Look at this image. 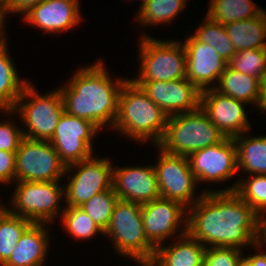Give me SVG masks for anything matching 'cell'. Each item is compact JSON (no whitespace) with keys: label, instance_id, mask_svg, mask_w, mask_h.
I'll list each match as a JSON object with an SVG mask.
<instances>
[{"label":"cell","instance_id":"6da1fadb","mask_svg":"<svg viewBox=\"0 0 266 266\" xmlns=\"http://www.w3.org/2000/svg\"><path fill=\"white\" fill-rule=\"evenodd\" d=\"M258 225L259 215L235 191L205 192L188 209L187 233L206 248L251 250Z\"/></svg>","mask_w":266,"mask_h":266},{"label":"cell","instance_id":"7a4b0ae2","mask_svg":"<svg viewBox=\"0 0 266 266\" xmlns=\"http://www.w3.org/2000/svg\"><path fill=\"white\" fill-rule=\"evenodd\" d=\"M105 61L82 65L69 80L58 88L62 94L65 111L95 124L101 131L112 130L118 111V99L124 82L109 74Z\"/></svg>","mask_w":266,"mask_h":266},{"label":"cell","instance_id":"3957f363","mask_svg":"<svg viewBox=\"0 0 266 266\" xmlns=\"http://www.w3.org/2000/svg\"><path fill=\"white\" fill-rule=\"evenodd\" d=\"M168 118L141 86L129 77L119 94L118 111L112 130L132 142H151L148 146L157 145L164 135Z\"/></svg>","mask_w":266,"mask_h":266},{"label":"cell","instance_id":"277c9868","mask_svg":"<svg viewBox=\"0 0 266 266\" xmlns=\"http://www.w3.org/2000/svg\"><path fill=\"white\" fill-rule=\"evenodd\" d=\"M103 236L109 239L117 255L140 266H147L154 257L156 248L145 235L141 204L118 199Z\"/></svg>","mask_w":266,"mask_h":266},{"label":"cell","instance_id":"5b68a950","mask_svg":"<svg viewBox=\"0 0 266 266\" xmlns=\"http://www.w3.org/2000/svg\"><path fill=\"white\" fill-rule=\"evenodd\" d=\"M44 93H39L34 84L29 81L25 85L14 109L2 110L3 114H6L5 116L12 115L11 119H16L13 118V115L18 114L16 117H18V121L21 120L25 138L49 141L65 111L59 88Z\"/></svg>","mask_w":266,"mask_h":266},{"label":"cell","instance_id":"8992f818","mask_svg":"<svg viewBox=\"0 0 266 266\" xmlns=\"http://www.w3.org/2000/svg\"><path fill=\"white\" fill-rule=\"evenodd\" d=\"M226 138L199 107L195 111L169 116L164 135L157 146L166 153L188 157Z\"/></svg>","mask_w":266,"mask_h":266},{"label":"cell","instance_id":"52a82bcc","mask_svg":"<svg viewBox=\"0 0 266 266\" xmlns=\"http://www.w3.org/2000/svg\"><path fill=\"white\" fill-rule=\"evenodd\" d=\"M144 32V33H143ZM142 32L139 40V71L133 81H171L186 78L183 43L175 38L157 39Z\"/></svg>","mask_w":266,"mask_h":266},{"label":"cell","instance_id":"ba28073f","mask_svg":"<svg viewBox=\"0 0 266 266\" xmlns=\"http://www.w3.org/2000/svg\"><path fill=\"white\" fill-rule=\"evenodd\" d=\"M62 181L28 182L17 181L4 207L11 213L26 218L32 223L54 224L64 208V185ZM61 183V184H60ZM10 206V207H9ZM54 222V223H53Z\"/></svg>","mask_w":266,"mask_h":266},{"label":"cell","instance_id":"9c48e42d","mask_svg":"<svg viewBox=\"0 0 266 266\" xmlns=\"http://www.w3.org/2000/svg\"><path fill=\"white\" fill-rule=\"evenodd\" d=\"M112 159L93 155L65 169L64 202L62 206L80 207L94 195L112 188ZM76 170V171H75Z\"/></svg>","mask_w":266,"mask_h":266},{"label":"cell","instance_id":"30bf717a","mask_svg":"<svg viewBox=\"0 0 266 266\" xmlns=\"http://www.w3.org/2000/svg\"><path fill=\"white\" fill-rule=\"evenodd\" d=\"M150 147L158 150L154 168L160 197L177 201L189 209L205 192H210L211 189L206 188L196 195L199 184L191 171L188 157L166 153L157 145Z\"/></svg>","mask_w":266,"mask_h":266},{"label":"cell","instance_id":"8fae6325","mask_svg":"<svg viewBox=\"0 0 266 266\" xmlns=\"http://www.w3.org/2000/svg\"><path fill=\"white\" fill-rule=\"evenodd\" d=\"M65 169L49 141L22 139L16 151L15 182L62 181Z\"/></svg>","mask_w":266,"mask_h":266},{"label":"cell","instance_id":"7c38bea8","mask_svg":"<svg viewBox=\"0 0 266 266\" xmlns=\"http://www.w3.org/2000/svg\"><path fill=\"white\" fill-rule=\"evenodd\" d=\"M99 133L100 129L95 124L64 111L49 142L67 167L96 154L93 142Z\"/></svg>","mask_w":266,"mask_h":266},{"label":"cell","instance_id":"4fadbf2b","mask_svg":"<svg viewBox=\"0 0 266 266\" xmlns=\"http://www.w3.org/2000/svg\"><path fill=\"white\" fill-rule=\"evenodd\" d=\"M187 219L188 209L177 201L159 197L142 205L145 235L155 248L187 234Z\"/></svg>","mask_w":266,"mask_h":266},{"label":"cell","instance_id":"5bb4252c","mask_svg":"<svg viewBox=\"0 0 266 266\" xmlns=\"http://www.w3.org/2000/svg\"><path fill=\"white\" fill-rule=\"evenodd\" d=\"M188 161L199 185L223 183L238 175L236 144L231 137L191 153Z\"/></svg>","mask_w":266,"mask_h":266},{"label":"cell","instance_id":"9a60e30c","mask_svg":"<svg viewBox=\"0 0 266 266\" xmlns=\"http://www.w3.org/2000/svg\"><path fill=\"white\" fill-rule=\"evenodd\" d=\"M244 105L247 104L221 94L214 88L201 91L200 108L226 137L233 138L250 132L252 125Z\"/></svg>","mask_w":266,"mask_h":266},{"label":"cell","instance_id":"2e32d148","mask_svg":"<svg viewBox=\"0 0 266 266\" xmlns=\"http://www.w3.org/2000/svg\"><path fill=\"white\" fill-rule=\"evenodd\" d=\"M20 16L24 24L53 35L75 29L84 19L79 0H44L30 6Z\"/></svg>","mask_w":266,"mask_h":266},{"label":"cell","instance_id":"e0dca14e","mask_svg":"<svg viewBox=\"0 0 266 266\" xmlns=\"http://www.w3.org/2000/svg\"><path fill=\"white\" fill-rule=\"evenodd\" d=\"M168 116L195 111L201 91L187 78L171 81H134Z\"/></svg>","mask_w":266,"mask_h":266},{"label":"cell","instance_id":"ac0fdd59","mask_svg":"<svg viewBox=\"0 0 266 266\" xmlns=\"http://www.w3.org/2000/svg\"><path fill=\"white\" fill-rule=\"evenodd\" d=\"M181 42L186 55V78L200 91L214 88L228 63L215 49L192 34Z\"/></svg>","mask_w":266,"mask_h":266},{"label":"cell","instance_id":"d6986e66","mask_svg":"<svg viewBox=\"0 0 266 266\" xmlns=\"http://www.w3.org/2000/svg\"><path fill=\"white\" fill-rule=\"evenodd\" d=\"M112 187L118 199L145 204L160 197L153 164L113 165Z\"/></svg>","mask_w":266,"mask_h":266},{"label":"cell","instance_id":"ffe728a7","mask_svg":"<svg viewBox=\"0 0 266 266\" xmlns=\"http://www.w3.org/2000/svg\"><path fill=\"white\" fill-rule=\"evenodd\" d=\"M49 225L32 223L25 230L9 260L3 266H45L49 245L51 246Z\"/></svg>","mask_w":266,"mask_h":266},{"label":"cell","instance_id":"44dd1931","mask_svg":"<svg viewBox=\"0 0 266 266\" xmlns=\"http://www.w3.org/2000/svg\"><path fill=\"white\" fill-rule=\"evenodd\" d=\"M173 241L159 245L147 266H203L206 247L200 241L188 233Z\"/></svg>","mask_w":266,"mask_h":266},{"label":"cell","instance_id":"7402d4cb","mask_svg":"<svg viewBox=\"0 0 266 266\" xmlns=\"http://www.w3.org/2000/svg\"><path fill=\"white\" fill-rule=\"evenodd\" d=\"M263 87L264 83L259 78L235 71L227 65L214 89L246 103L247 106L255 105L263 113Z\"/></svg>","mask_w":266,"mask_h":266},{"label":"cell","instance_id":"603a6c76","mask_svg":"<svg viewBox=\"0 0 266 266\" xmlns=\"http://www.w3.org/2000/svg\"><path fill=\"white\" fill-rule=\"evenodd\" d=\"M246 133L250 134L245 132L233 137L238 172L243 175H266V135L250 137Z\"/></svg>","mask_w":266,"mask_h":266},{"label":"cell","instance_id":"cb8c5ba5","mask_svg":"<svg viewBox=\"0 0 266 266\" xmlns=\"http://www.w3.org/2000/svg\"><path fill=\"white\" fill-rule=\"evenodd\" d=\"M226 32L236 50L266 48V11L259 16L225 25Z\"/></svg>","mask_w":266,"mask_h":266},{"label":"cell","instance_id":"d4e9b609","mask_svg":"<svg viewBox=\"0 0 266 266\" xmlns=\"http://www.w3.org/2000/svg\"><path fill=\"white\" fill-rule=\"evenodd\" d=\"M8 47V44L0 47V112L14 109L29 82L25 77H20Z\"/></svg>","mask_w":266,"mask_h":266},{"label":"cell","instance_id":"484cf974","mask_svg":"<svg viewBox=\"0 0 266 266\" xmlns=\"http://www.w3.org/2000/svg\"><path fill=\"white\" fill-rule=\"evenodd\" d=\"M187 1V2H186ZM189 0H148L137 8L135 22L145 26L169 25L184 12ZM174 20V21H173ZM167 24V25H166Z\"/></svg>","mask_w":266,"mask_h":266},{"label":"cell","instance_id":"4316f807","mask_svg":"<svg viewBox=\"0 0 266 266\" xmlns=\"http://www.w3.org/2000/svg\"><path fill=\"white\" fill-rule=\"evenodd\" d=\"M208 4L205 15L223 25L254 18L265 10L253 0H209Z\"/></svg>","mask_w":266,"mask_h":266},{"label":"cell","instance_id":"83f0119b","mask_svg":"<svg viewBox=\"0 0 266 266\" xmlns=\"http://www.w3.org/2000/svg\"><path fill=\"white\" fill-rule=\"evenodd\" d=\"M224 189H212L210 192L235 191L258 215L266 210V175H246Z\"/></svg>","mask_w":266,"mask_h":266},{"label":"cell","instance_id":"f1b7e54d","mask_svg":"<svg viewBox=\"0 0 266 266\" xmlns=\"http://www.w3.org/2000/svg\"><path fill=\"white\" fill-rule=\"evenodd\" d=\"M31 224L26 218L11 214L4 206L0 209V266L9 260L17 242Z\"/></svg>","mask_w":266,"mask_h":266},{"label":"cell","instance_id":"f546056e","mask_svg":"<svg viewBox=\"0 0 266 266\" xmlns=\"http://www.w3.org/2000/svg\"><path fill=\"white\" fill-rule=\"evenodd\" d=\"M203 23L195 28L192 35L200 42L206 43L215 49L218 54L228 63L236 53L232 41L230 40L226 27L214 20L209 19L206 15Z\"/></svg>","mask_w":266,"mask_h":266},{"label":"cell","instance_id":"4dcf8cb0","mask_svg":"<svg viewBox=\"0 0 266 266\" xmlns=\"http://www.w3.org/2000/svg\"><path fill=\"white\" fill-rule=\"evenodd\" d=\"M58 220L70 238L77 240H89L96 235H104V232L95 222L80 208L64 206V210Z\"/></svg>","mask_w":266,"mask_h":266},{"label":"cell","instance_id":"1f68e13d","mask_svg":"<svg viewBox=\"0 0 266 266\" xmlns=\"http://www.w3.org/2000/svg\"><path fill=\"white\" fill-rule=\"evenodd\" d=\"M227 65L235 71L255 76L264 83L266 79V48L238 51Z\"/></svg>","mask_w":266,"mask_h":266},{"label":"cell","instance_id":"d6a6232c","mask_svg":"<svg viewBox=\"0 0 266 266\" xmlns=\"http://www.w3.org/2000/svg\"><path fill=\"white\" fill-rule=\"evenodd\" d=\"M117 200L118 197L112 187L94 195L90 200L80 206V208L104 232L109 225L112 210Z\"/></svg>","mask_w":266,"mask_h":266},{"label":"cell","instance_id":"836d02e7","mask_svg":"<svg viewBox=\"0 0 266 266\" xmlns=\"http://www.w3.org/2000/svg\"><path fill=\"white\" fill-rule=\"evenodd\" d=\"M246 253L234 247H208L203 266H240V258Z\"/></svg>","mask_w":266,"mask_h":266},{"label":"cell","instance_id":"e575fe53","mask_svg":"<svg viewBox=\"0 0 266 266\" xmlns=\"http://www.w3.org/2000/svg\"><path fill=\"white\" fill-rule=\"evenodd\" d=\"M10 118L9 121L0 119V151L16 152L24 135L22 125H17L19 122L17 123Z\"/></svg>","mask_w":266,"mask_h":266},{"label":"cell","instance_id":"d590c367","mask_svg":"<svg viewBox=\"0 0 266 266\" xmlns=\"http://www.w3.org/2000/svg\"><path fill=\"white\" fill-rule=\"evenodd\" d=\"M16 152L0 151V185L15 182Z\"/></svg>","mask_w":266,"mask_h":266},{"label":"cell","instance_id":"8d00e7d4","mask_svg":"<svg viewBox=\"0 0 266 266\" xmlns=\"http://www.w3.org/2000/svg\"><path fill=\"white\" fill-rule=\"evenodd\" d=\"M252 249H255L254 254L249 253L247 256H245L246 254L241 256L240 266H266V250L257 243Z\"/></svg>","mask_w":266,"mask_h":266},{"label":"cell","instance_id":"74e56055","mask_svg":"<svg viewBox=\"0 0 266 266\" xmlns=\"http://www.w3.org/2000/svg\"><path fill=\"white\" fill-rule=\"evenodd\" d=\"M42 1L44 0H10L7 6L9 7L11 15L14 16V14H17L19 16V14L21 15L30 6Z\"/></svg>","mask_w":266,"mask_h":266},{"label":"cell","instance_id":"f35d334b","mask_svg":"<svg viewBox=\"0 0 266 266\" xmlns=\"http://www.w3.org/2000/svg\"><path fill=\"white\" fill-rule=\"evenodd\" d=\"M11 15L9 7L7 4L0 3V47L8 44V34L6 33L5 23H7L8 15ZM7 36V37H6Z\"/></svg>","mask_w":266,"mask_h":266},{"label":"cell","instance_id":"ab89813d","mask_svg":"<svg viewBox=\"0 0 266 266\" xmlns=\"http://www.w3.org/2000/svg\"><path fill=\"white\" fill-rule=\"evenodd\" d=\"M256 243L266 249V210L259 215L258 237Z\"/></svg>","mask_w":266,"mask_h":266},{"label":"cell","instance_id":"60d3db41","mask_svg":"<svg viewBox=\"0 0 266 266\" xmlns=\"http://www.w3.org/2000/svg\"><path fill=\"white\" fill-rule=\"evenodd\" d=\"M10 0H0V3L8 4Z\"/></svg>","mask_w":266,"mask_h":266},{"label":"cell","instance_id":"b9f144b4","mask_svg":"<svg viewBox=\"0 0 266 266\" xmlns=\"http://www.w3.org/2000/svg\"><path fill=\"white\" fill-rule=\"evenodd\" d=\"M141 2L139 3V5L138 6H142L146 1H148V0H140Z\"/></svg>","mask_w":266,"mask_h":266},{"label":"cell","instance_id":"7bdbcfd3","mask_svg":"<svg viewBox=\"0 0 266 266\" xmlns=\"http://www.w3.org/2000/svg\"><path fill=\"white\" fill-rule=\"evenodd\" d=\"M1 202V201H0ZM4 206V202L2 203H0V209L2 208Z\"/></svg>","mask_w":266,"mask_h":266}]
</instances>
